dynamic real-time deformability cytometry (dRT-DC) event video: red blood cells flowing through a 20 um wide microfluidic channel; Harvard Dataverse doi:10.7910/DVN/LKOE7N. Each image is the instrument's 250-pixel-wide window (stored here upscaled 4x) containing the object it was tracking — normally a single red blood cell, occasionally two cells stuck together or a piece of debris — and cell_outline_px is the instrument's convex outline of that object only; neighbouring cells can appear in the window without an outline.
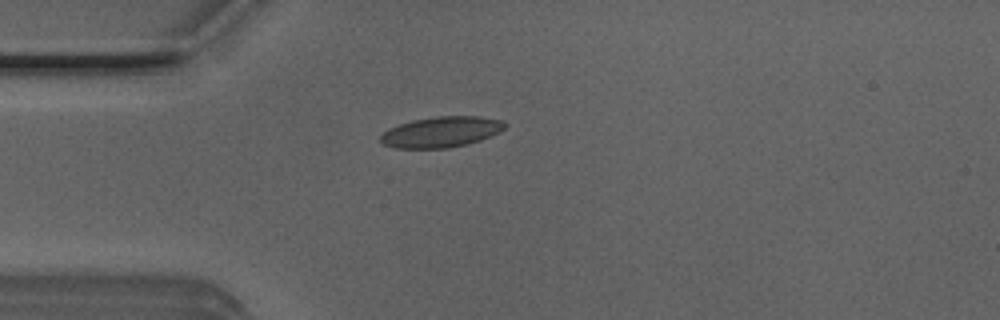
{"species": "Egyptian fruit bat (a non-hibernating species)", "species_latin": "Rousettus aegyptiacus", "temperature_condition": "room temperature", "stored_images_in_passage": 41, "camera_frame_rate_fps": 3000, "um_per_image_px": 0.085, "animal": {"sex": "male"}, "frame": {"image": 1, "passage_image": 4, "time_ms": 1.0, "image_size_px": [1000, 320], "cell_outline_px": [[508, 124], [500, 132], [480, 140], [468, 144], [448, 148], [392, 148], [384, 144], [380, 140], [380, 136], [388, 128], [412, 120], [436, 116], [480, 116], [504, 120]], "centroid_in_image_um": [37.53, 11.21], "position_along_channel_um": 47.5, "area_um2": 22.43}}
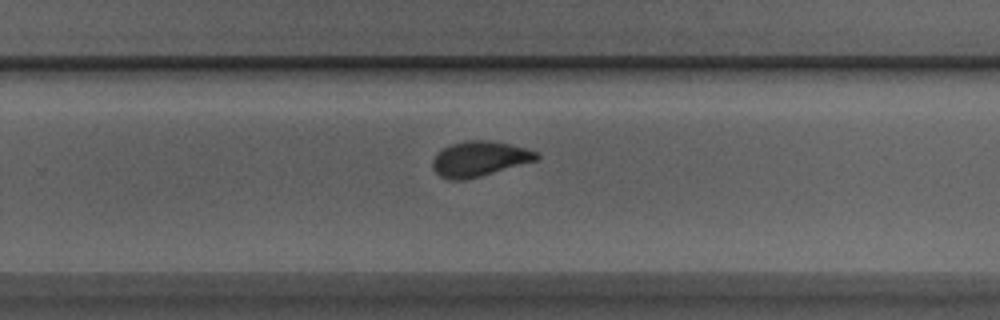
{"frame": {"image": 2, "passage_image": 23, "time_ms": 7.333, "image_size_px": [1000, 320], "cell_outline_px": [[540, 156], [536, 160], [480, 176], [464, 180], [452, 180], [440, 176], [432, 168], [432, 160], [436, 152], [452, 144], [468, 140], [488, 140], [508, 144], [540, 152]], "centroid_in_image_um": [40.72, 13.5], "position_along_channel_um": 289.1, "area_um2": 21.1}}
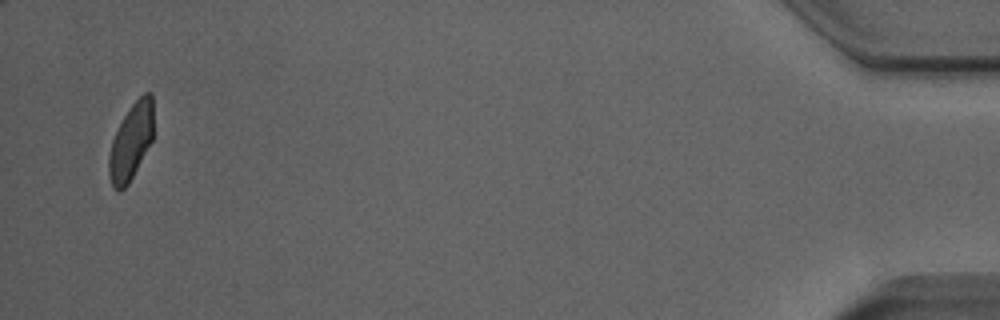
{"frame": {"image": 3, "passage_image": 40, "time_ms": 13.0, "image_size_px": [1000, 320], "cell_outline_px": [[152, 140], [128, 184], [120, 192], [112, 188], [108, 176], [108, 156], [112, 140], [124, 116], [132, 104], [144, 92], [152, 92]], "centroid_in_image_um": [11.11, 12.08], "position_along_channel_um": 424.1, "area_um2": 19.65}, "authors_computed_cell_mechanics": {"area_um2": 21.2704, "velocity_mm_per_s": 4.009, "shape_relaxation_time_tau1_ms": 3.3571, "shape_relaxation_time_tau2_ms": 0.9139, "deformation_change_tau1": 0.1198, "deformation_change_tau2": 0.0548}}